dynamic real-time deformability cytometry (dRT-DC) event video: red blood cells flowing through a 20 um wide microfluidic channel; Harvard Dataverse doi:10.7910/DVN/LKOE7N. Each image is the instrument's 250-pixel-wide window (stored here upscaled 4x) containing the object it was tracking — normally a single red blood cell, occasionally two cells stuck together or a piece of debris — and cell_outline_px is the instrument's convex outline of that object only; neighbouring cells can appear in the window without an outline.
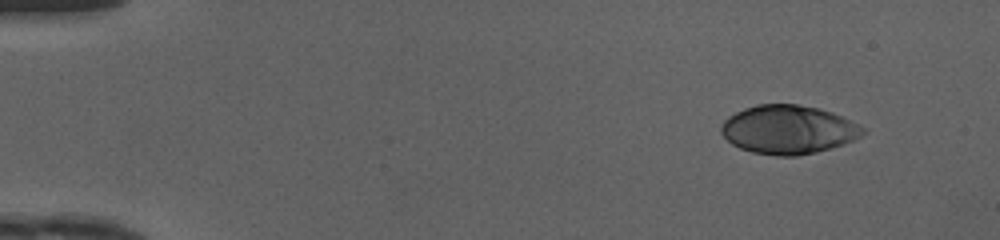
{"species": "human", "species_latin": "Homo sapiens", "temperature_condition": "cold", "stored_images_in_passage": 45, "camera_frame_rate_fps": 3000, "um_per_image_px": 0.085, "donor": {"sex": "female"}, "frame": {"image": 1, "passage_image": 1, "time_ms": 0.0, "image_size_px": [1000, 240], "cell_outline_px": [[864, 132], [860, 136], [852, 140], [832, 148], [816, 152], [796, 156], [776, 156], [752, 152], [740, 148], [732, 144], [720, 132], [720, 128], [724, 120], [728, 116], [744, 108], [756, 104], [796, 104], [820, 108], [832, 112], [864, 128]], "centroid_in_image_um": [66.96, 11.01], "position_along_channel_um": 18.0, "area_um2": 40.06}}
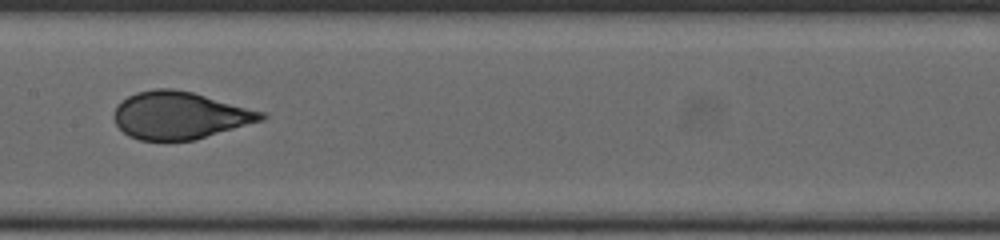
{"frame": {"image": 2, "passage_image": 22, "time_ms": 7.0, "image_size_px": [1000, 240], "cell_outline_px": [[268, 116], [264, 120], [196, 140], [140, 140], [128, 136], [116, 124], [112, 116], [116, 104], [128, 96], [136, 92], [156, 88], [172, 88], [192, 92], [264, 112]], "centroid_in_image_um": [15.26, 9.81], "position_along_channel_um": 192.1, "area_um2": 40.81}}
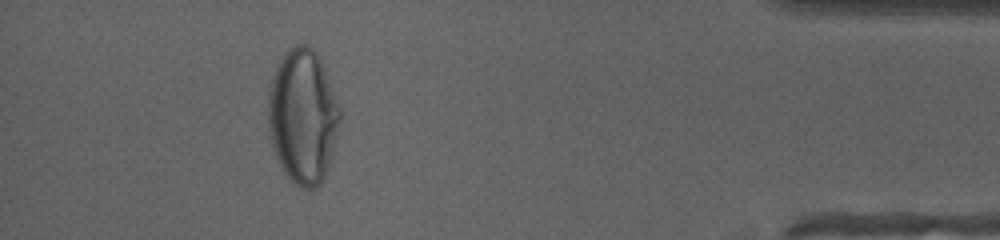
{"frame": {"image": 3, "passage_image": 41, "time_ms": 13.333, "image_size_px": [1000, 240], "cell_outline_px": [[340, 120], [328, 168], [320, 184], [316, 188], [304, 188], [292, 184], [280, 168], [276, 160], [268, 136], [268, 84], [276, 68], [284, 56], [296, 44], [308, 44], [320, 56], [340, 108]], "centroid_in_image_um": [25.71, 9.92], "position_along_channel_um": 409.5, "area_um2": 56.7}, "authors_computed_cell_mechanics": {"area_um2": 41.0958, "velocity_mm_per_s": 4.188, "shape_relaxation_time_tau1_ms": 6.6564, "shape_relaxation_time_tau2_ms": null, "deformation_change_tau1": 0.2567, "deformation_change_tau2": null}}